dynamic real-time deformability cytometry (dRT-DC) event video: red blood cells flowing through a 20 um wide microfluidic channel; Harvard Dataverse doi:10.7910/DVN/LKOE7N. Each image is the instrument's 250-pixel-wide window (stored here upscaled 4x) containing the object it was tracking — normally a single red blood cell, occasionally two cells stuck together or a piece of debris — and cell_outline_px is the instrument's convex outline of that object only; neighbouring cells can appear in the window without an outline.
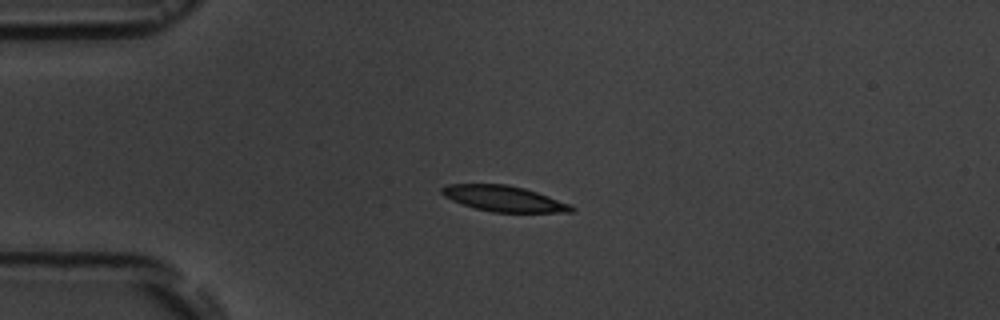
{"species": "common noctule bat (a hibernating species)", "species_latin": "Nyctalus noctula", "temperature_condition": "room temperature", "stored_images_in_passage": 4, "camera_frame_rate_fps": 3000, "um_per_image_px": 0.085, "animal": {"sex": "male", "body_mass_g": 19.5, "forearm_length_mm": 54.6}, "frame": {"image": 1, "passage_image": 2, "time_ms": 3.667, "image_size_px": [1000, 320], "cell_outline_px": [[576, 208], [572, 212], [492, 212], [476, 208], [452, 200], [444, 196], [440, 192], [440, 188], [448, 184], [508, 184], [524, 188], [548, 196], [568, 204]], "centroid_in_image_um": [42.8, 16.87], "position_along_channel_um": 42.2, "area_um2": 19.19}}
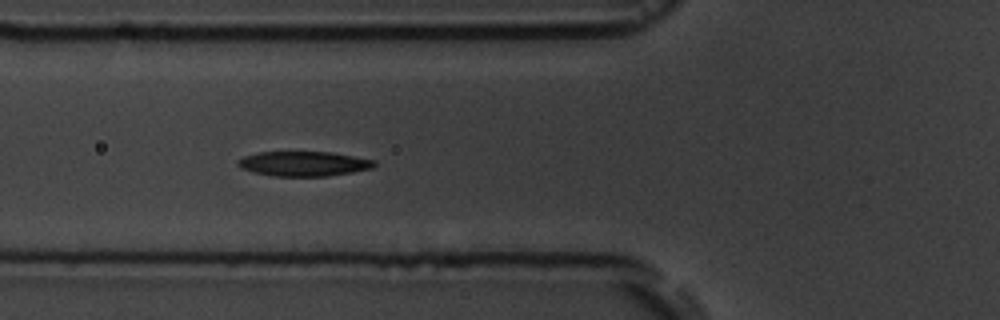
{"frame": {"image": 2, "passage_image": 4, "time_ms": 6.0, "image_size_px": [1000, 320], "cell_outline_px": [[376, 164], [372, 168], [352, 172], [328, 176], [272, 176], [252, 172], [240, 168], [236, 164], [236, 160], [244, 156], [256, 152], [332, 152], [376, 160]], "centroid_in_image_um": [25.78, 13.91], "position_along_channel_um": 100.0, "area_um2": 19.88}}